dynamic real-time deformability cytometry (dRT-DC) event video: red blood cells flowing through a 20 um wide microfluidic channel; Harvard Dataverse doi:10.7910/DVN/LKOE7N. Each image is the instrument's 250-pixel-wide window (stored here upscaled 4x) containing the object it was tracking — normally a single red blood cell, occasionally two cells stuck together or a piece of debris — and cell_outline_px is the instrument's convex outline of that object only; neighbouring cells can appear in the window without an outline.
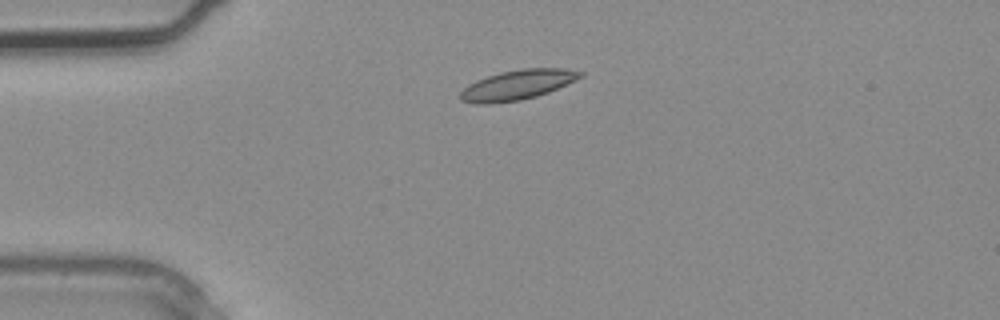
{"species": "common noctule bat (a hibernating species)", "species_latin": "Nyctalus noctula", "temperature_condition": "warm", "stored_images_in_passage": 3, "camera_frame_rate_fps": 3000, "um_per_image_px": 0.085, "animal": {"sex": "male", "body_mass_g": 20.4}, "frame": {"image": 1, "passage_image": 2, "time_ms": 0.333, "image_size_px": [1000, 320], "cell_outline_px": [[584, 76], [576, 80], [548, 92], [536, 96], [520, 100], [488, 104], [476, 104], [460, 100], [460, 92], [468, 84], [476, 80], [500, 72], [520, 68], [564, 68], [584, 72]], "centroid_in_image_um": [43.98, 7.21], "position_along_channel_um": 41.0, "area_um2": 20.92}}
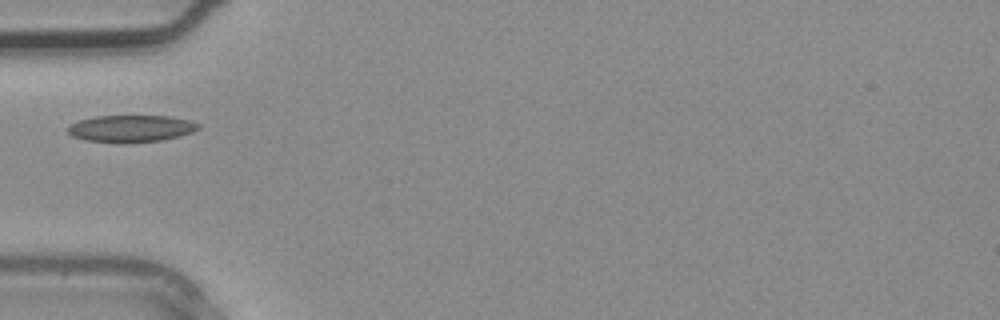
{"frame": {"image": 2, "passage_image": 3, "time_ms": 0.667, "image_size_px": [1000, 320], "cell_outline_px": [[200, 128], [192, 132], [180, 136], [160, 140], [124, 144], [120, 144], [84, 140], [72, 136], [64, 128], [68, 124], [76, 120], [96, 116], [168, 116], [188, 120], [200, 124]], "centroid_in_image_um": [11.05, 10.94], "position_along_channel_um": 74.0, "area_um2": 20.98}}